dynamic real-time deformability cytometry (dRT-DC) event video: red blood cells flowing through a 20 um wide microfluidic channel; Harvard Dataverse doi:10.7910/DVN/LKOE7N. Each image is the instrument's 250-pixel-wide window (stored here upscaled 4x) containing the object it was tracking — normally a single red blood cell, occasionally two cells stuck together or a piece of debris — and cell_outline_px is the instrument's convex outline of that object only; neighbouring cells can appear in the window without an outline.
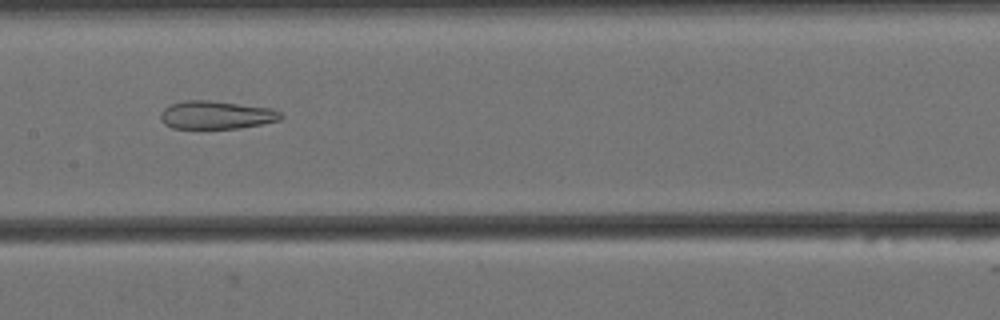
{"species": "Egyptian fruit bat (a non-hibernating species)", "species_latin": "Rousettus aegyptiacus", "temperature_condition": "cold", "stored_images_in_passage": 57, "camera_frame_rate_fps": 3000, "um_per_image_px": 0.085, "animal": {"sex": "female"}, "frame": {"image": 1, "passage_image": 27, "time_ms": 8.667, "image_size_px": [1000, 320], "cell_outline_px": [[284, 116], [280, 120], [240, 128], [172, 128], [164, 124], [160, 120], [160, 112], [164, 108], [172, 104], [184, 100], [212, 100], [272, 108], [280, 112]], "centroid_in_image_um": [18.37, 9.76], "position_along_channel_um": 189.0, "area_um2": 19.83}}
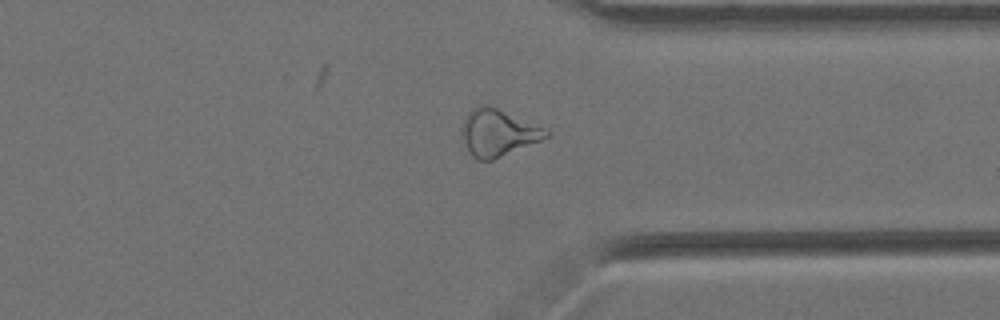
{"frame": {"image": 2, "passage_image": 43, "time_ms": 14.0, "image_size_px": [1000, 320], "cell_outline_px": [[552, 132], [548, 136], [540, 140], [492, 160], [476, 160], [468, 152], [460, 136], [460, 128], [464, 116], [472, 108], [480, 104], [488, 104]], "centroid_in_image_um": [42.23, 11.27], "position_along_channel_um": 369.2, "area_um2": 23.0}}
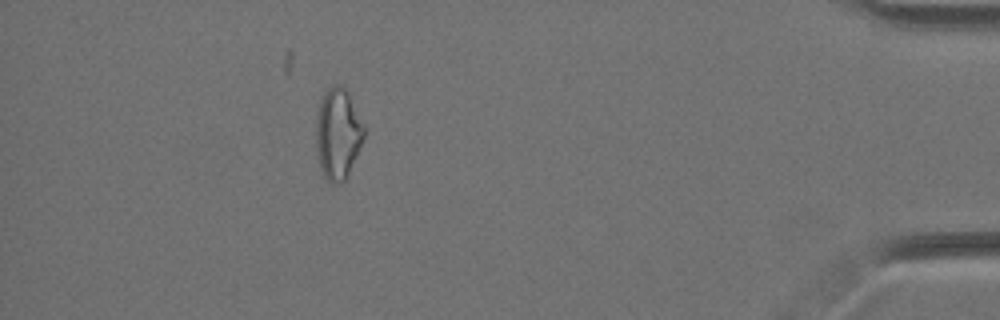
{"frame": {"image": 3, "passage_image": 51, "time_ms": 16.667, "image_size_px": [1000, 320], "cell_outline_px": [[364, 136], [348, 172], [344, 180], [336, 184], [332, 184], [324, 176], [320, 168], [316, 148], [316, 116], [320, 100], [324, 92], [332, 84], [344, 84], [364, 124]], "centroid_in_image_um": [28.69, 11.3], "position_along_channel_um": 406.5, "area_um2": 25.37}, "authors_computed_cell_mechanics": {"area_um2": 24.565, "velocity_mm_per_s": 3.4367, "shape_relaxation_time_tau1_ms": null, "shape_relaxation_time_tau2_ms": 4.3702, "deformation_change_tau1": null, "deformation_change_tau2": 0.157}}